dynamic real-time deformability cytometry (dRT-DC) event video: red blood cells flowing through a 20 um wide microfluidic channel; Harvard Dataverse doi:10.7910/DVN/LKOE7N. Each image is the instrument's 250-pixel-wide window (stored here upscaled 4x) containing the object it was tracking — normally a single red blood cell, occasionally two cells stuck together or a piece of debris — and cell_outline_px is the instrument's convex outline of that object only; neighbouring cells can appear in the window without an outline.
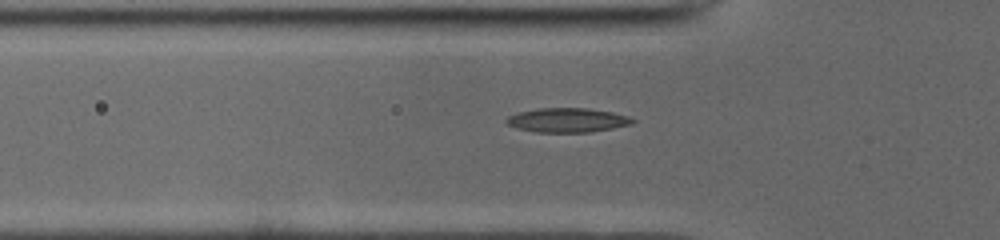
{"species": "common noctule bat (a hibernating species)", "species_latin": "Nyctalus noctula", "temperature_condition": "cold", "stored_images_in_passage": 30, "camera_frame_rate_fps": 3000, "um_per_image_px": 0.085, "animal": {"sex": "male", "body_mass_g": 19.0, "forearm_length_mm": 50.8}, "frame": {"image": 1, "passage_image": 2, "time_ms": 0.333, "image_size_px": [1000, 240], "cell_outline_px": [[636, 120], [632, 124], [612, 128], [588, 132], [536, 132], [516, 128], [508, 124], [504, 120], [508, 116], [520, 112], [540, 108], [588, 108], [612, 112], [628, 116]], "centroid_in_image_um": [48.23, 10.21], "position_along_channel_um": 77.6, "area_um2": 17.74}}
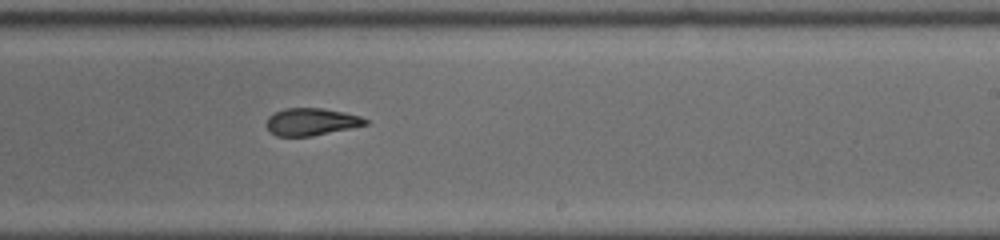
{"frame": {"image": 2, "passage_image": 16, "time_ms": 5.0, "image_size_px": [1000, 240], "cell_outline_px": [[368, 124], [312, 136], [276, 136], [268, 128], [268, 116], [284, 108], [320, 108], [344, 112], [360, 116], [368, 120]], "centroid_in_image_um": [26.47, 10.35], "position_along_channel_um": 262.5, "area_um2": 15.49}}
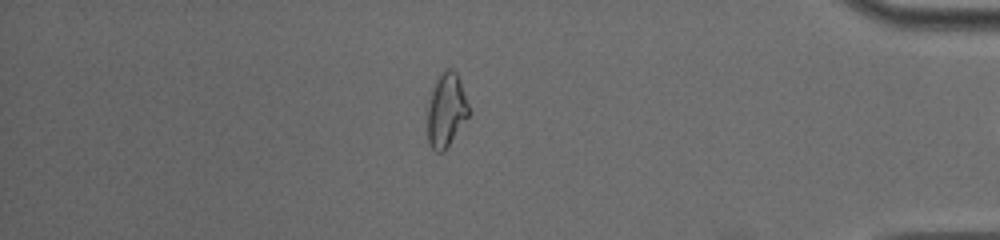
{"frame": {"image": 3, "passage_image": 29, "time_ms": 9.333, "image_size_px": [1000, 240], "cell_outline_px": [[468, 116], [444, 152], [436, 152], [428, 144], [428, 108], [432, 92], [436, 80], [448, 68], [452, 68], [456, 72], [460, 80], [468, 104]], "centroid_in_image_um": [37.93, 9.39], "position_along_channel_um": 397.3, "area_um2": 17.28}}